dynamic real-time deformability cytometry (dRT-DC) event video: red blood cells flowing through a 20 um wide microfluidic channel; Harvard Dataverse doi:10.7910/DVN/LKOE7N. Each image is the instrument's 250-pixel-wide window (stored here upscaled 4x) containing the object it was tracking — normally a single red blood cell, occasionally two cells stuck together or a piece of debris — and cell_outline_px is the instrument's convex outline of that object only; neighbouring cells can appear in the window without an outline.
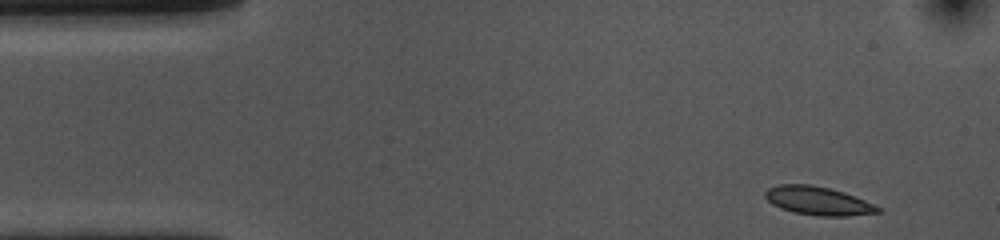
{"species": "common noctule bat (a hibernating species)", "species_latin": "Nyctalus noctula", "temperature_condition": "cold", "stored_images_in_passage": 50, "camera_frame_rate_fps": 3000, "um_per_image_px": 0.085, "animal": {"sex": "female", "body_mass_g": 10.0, "forearm_length_mm": 53.1}, "frame": {"image": 1, "passage_image": 1, "time_ms": 0.0, "image_size_px": [1000, 240], "cell_outline_px": [[880, 212], [848, 216], [816, 216], [796, 212], [780, 208], [772, 204], [764, 196], [764, 192], [768, 188], [780, 184], [808, 184], [828, 188], [844, 192], [876, 204], [880, 208]], "centroid_in_image_um": [69.54, 17.07], "position_along_channel_um": 15.5, "area_um2": 18.67}}
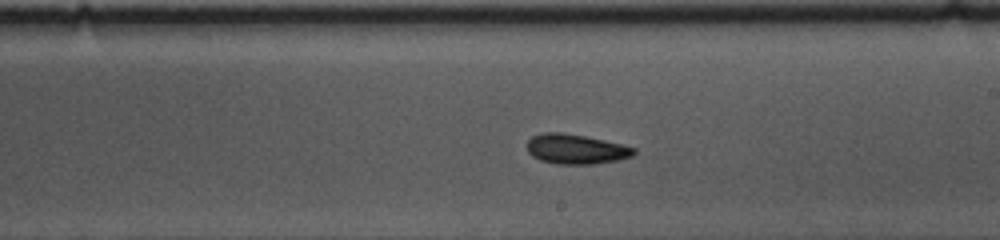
{"frame": {"image": 2, "passage_image": 26, "time_ms": 8.333, "image_size_px": [1000, 240], "cell_outline_px": [[636, 152], [632, 156], [616, 160], [592, 164], [556, 164], [540, 160], [532, 156], [528, 152], [528, 140], [532, 136], [544, 132], [564, 132], [604, 140], [636, 148]], "centroid_in_image_um": [48.93, 12.67], "position_along_channel_um": 240.1, "area_um2": 18.5}}
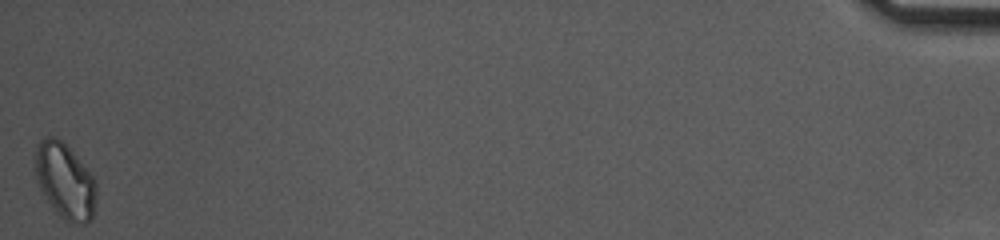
{"frame": {"image": 3, "passage_image": 50, "time_ms": 16.333, "image_size_px": [1000, 240], "cell_outline_px": [[96, 200], [92, 220], [84, 224], [72, 224], [64, 220], [56, 212], [40, 188], [36, 176], [36, 144], [40, 140], [48, 136], [52, 136], [60, 140], [72, 152], [96, 180]], "centroid_in_image_um": [5.55, 15.42], "position_along_channel_um": 429.7, "area_um2": 26.59}, "authors_computed_cell_mechanics": {"area_um2": 18.6405, "velocity_mm_per_s": 3.6528, "shape_relaxation_time_tau1_ms": 5.5129, "shape_relaxation_time_tau2_ms": 6.1986, "deformation_change_tau1": 0.0834, "deformation_change_tau2": 0.0788}}